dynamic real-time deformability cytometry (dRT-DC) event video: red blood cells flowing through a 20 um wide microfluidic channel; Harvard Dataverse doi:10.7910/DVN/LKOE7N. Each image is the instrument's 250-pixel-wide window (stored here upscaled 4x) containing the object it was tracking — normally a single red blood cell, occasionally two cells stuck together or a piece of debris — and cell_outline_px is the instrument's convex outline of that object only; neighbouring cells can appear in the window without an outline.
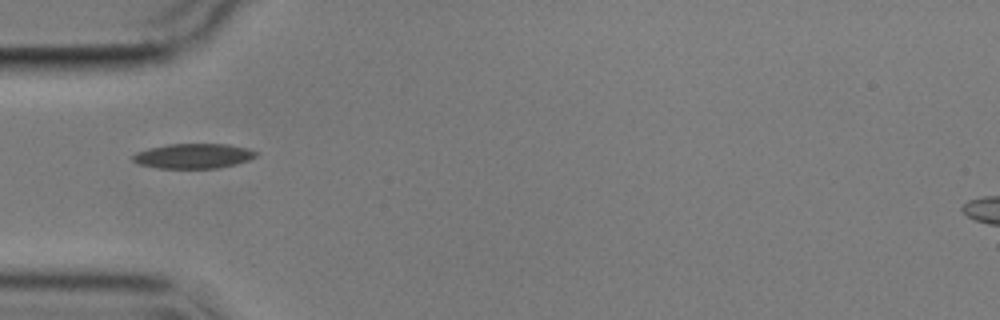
{"species": "common noctule bat (a hibernating species)", "species_latin": "Nyctalus noctula", "temperature_condition": "cold", "stored_images_in_passage": 11, "camera_frame_rate_fps": 3000, "um_per_image_px": 0.085, "animal": {"sex": "male", "body_mass_g": 17.9}, "frame": {"image": 1, "passage_image": 1, "time_ms": 0.0, "image_size_px": [1000, 320], "cell_outline_px": [[260, 152], [256, 156], [248, 160], [236, 164], [216, 168], [156, 168], [140, 164], [132, 160], [132, 156], [136, 152], [148, 148], [168, 144], [228, 144], [248, 148]], "centroid_in_image_um": [16.45, 13.25], "position_along_channel_um": 68.5, "area_um2": 17.92}}
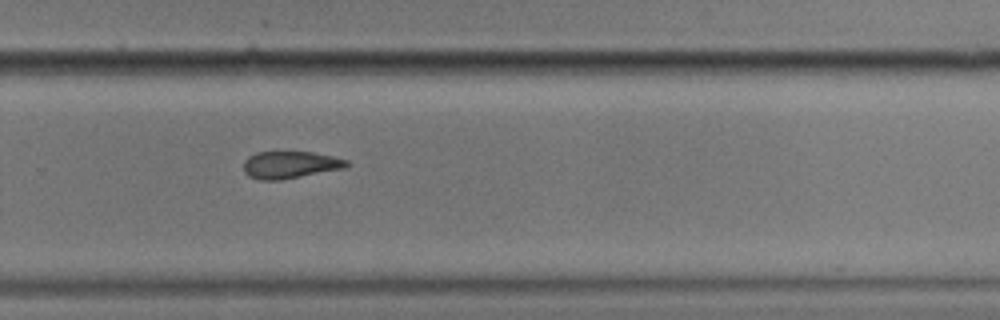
{"frame": {"image": 2, "passage_image": 7, "time_ms": 6.667, "image_size_px": [1000, 320], "cell_outline_px": [[348, 164], [344, 168], [280, 180], [260, 180], [248, 176], [244, 172], [244, 160], [248, 156], [256, 152], [312, 152], [332, 156], [348, 160]], "centroid_in_image_um": [24.62, 14.0], "position_along_channel_um": 305.2, "area_um2": 16.24}}
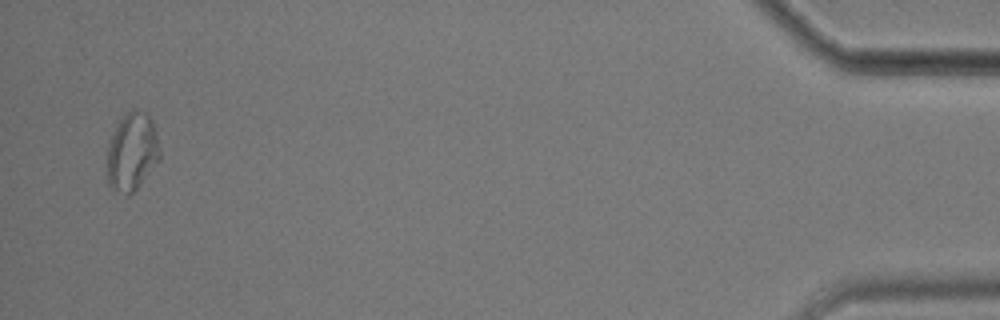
{"frame": {"image": 3, "passage_image": 11, "time_ms": 12.333, "image_size_px": [1000, 320], "cell_outline_px": [[160, 156], [140, 184], [128, 196], [112, 188], [108, 184], [108, 144], [120, 120], [132, 108], [144, 112], [152, 120], [160, 148]], "centroid_in_image_um": [11.22, 12.89], "position_along_channel_um": 424.0, "area_um2": 23.29}, "authors_computed_cell_mechanics": {"area_um2": 17.5134, "velocity_mm_per_s": 3.5529, "shape_relaxation_time_tau1_ms": 4.1376, "shape_relaxation_time_tau2_ms": null, "deformation_change_tau1": 0.0885, "deformation_change_tau2": null}}